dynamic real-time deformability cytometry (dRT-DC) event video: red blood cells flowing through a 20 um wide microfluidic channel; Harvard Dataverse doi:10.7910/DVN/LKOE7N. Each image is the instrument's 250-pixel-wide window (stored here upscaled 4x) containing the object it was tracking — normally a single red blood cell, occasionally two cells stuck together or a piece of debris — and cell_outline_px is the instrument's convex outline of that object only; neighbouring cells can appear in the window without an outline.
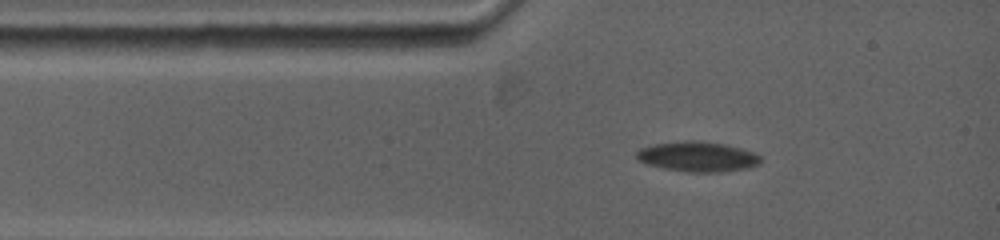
{"species": "common noctule bat (a hibernating species)", "species_latin": "Nyctalus noctula", "temperature_condition": "warm", "stored_images_in_passage": 8, "camera_frame_rate_fps": 5000, "um_per_image_px": 0.085, "animal": {"sex": "female", "body_mass_g": 19.0, "forearm_length_mm": 53.3}, "frame": {"image": 1, "passage_image": 1, "time_ms": 0.0, "image_size_px": [1000, 240], "cell_outline_px": [[760, 164], [748, 168], [720, 172], [688, 172], [664, 168], [648, 164], [636, 160], [636, 152], [640, 148], [656, 144], [688, 140], [696, 140], [724, 144], [740, 148], [752, 152], [760, 156]], "centroid_in_image_um": [59.29, 13.32], "position_along_channel_um": 25.7, "area_um2": 21.62}}
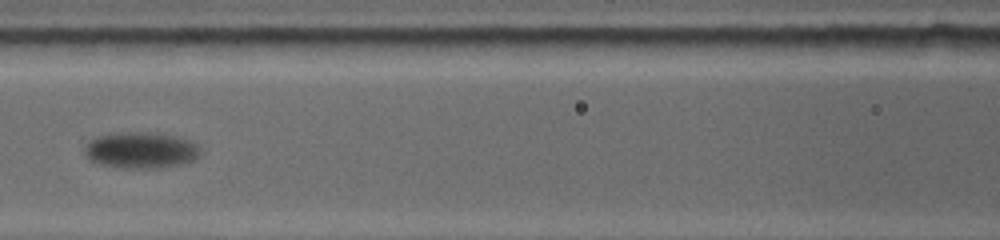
{"frame": {"image": 2, "passage_image": 5, "time_ms": 4.0, "image_size_px": [1000, 240], "cell_outline_px": [[200, 152], [192, 160], [180, 164], [164, 168], [124, 168], [96, 164], [88, 160], [84, 152], [84, 148], [88, 140], [96, 136], [120, 132], [140, 132], [176, 136], [188, 140], [196, 144], [200, 148]], "centroid_in_image_um": [11.89, 12.78], "position_along_channel_um": 154.7, "area_um2": 24.57}}
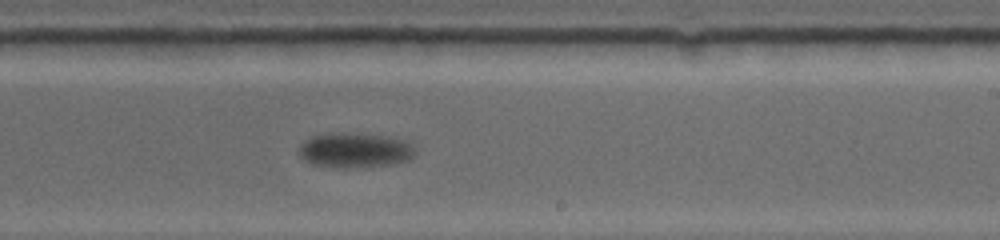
{"frame": {"image": 3, "passage_image": 8, "time_ms": 7.0, "image_size_px": [1000, 240], "cell_outline_px": [[416, 152], [408, 160], [392, 164], [344, 168], [312, 164], [304, 160], [300, 156], [300, 144], [304, 140], [312, 136], [344, 132], [380, 136], [408, 140]], "centroid_in_image_um": [30.16, 12.77], "position_along_channel_um": 258.8, "area_um2": 23.35}}